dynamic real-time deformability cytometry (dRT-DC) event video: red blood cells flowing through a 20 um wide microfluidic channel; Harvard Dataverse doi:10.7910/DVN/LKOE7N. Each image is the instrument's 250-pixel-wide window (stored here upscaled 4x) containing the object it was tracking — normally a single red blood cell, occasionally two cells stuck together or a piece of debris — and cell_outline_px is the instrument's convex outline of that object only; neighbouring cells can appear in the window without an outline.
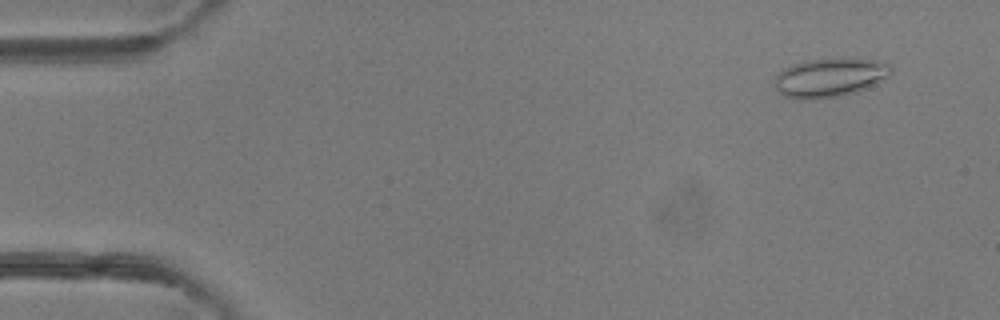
{"species": "common noctule bat (a hibernating species)", "species_latin": "Nyctalus noctula", "temperature_condition": "room temperature", "stored_images_in_passage": 49, "camera_frame_rate_fps": 3000, "um_per_image_px": 0.085, "animal": {"sex": "female"}, "frame": {"image": 1, "passage_image": 4, "time_ms": 1.0, "image_size_px": [1000, 320], "cell_outline_px": [[892, 72], [888, 76], [856, 92], [836, 96], [804, 100], [800, 100], [784, 96], [776, 88], [776, 76], [784, 68], [792, 64], [804, 60], [844, 56], [876, 60], [888, 64], [892, 68]], "centroid_in_image_um": [70.52, 6.55], "position_along_channel_um": 14.5, "area_um2": 26.53}}
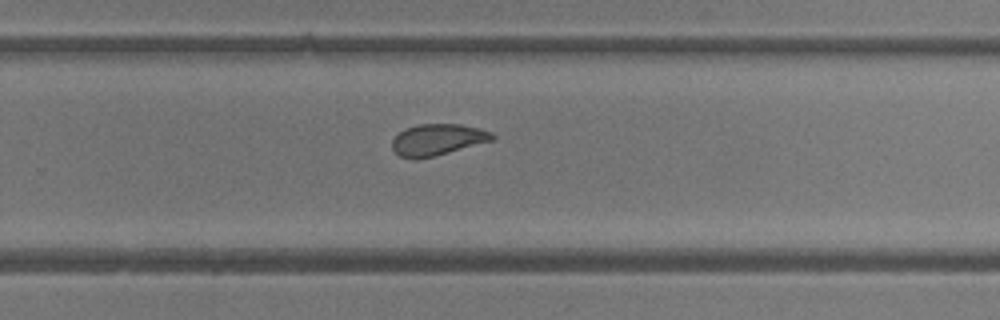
{"frame": {"image": 2, "passage_image": 32, "time_ms": 10.333, "image_size_px": [1000, 320], "cell_outline_px": [[496, 136], [492, 140], [448, 152], [416, 160], [400, 156], [392, 148], [392, 140], [404, 128], [420, 124], [460, 124], [480, 128], [492, 132]], "centroid_in_image_um": [37.18, 11.86], "position_along_channel_um": 292.6, "area_um2": 18.15}}
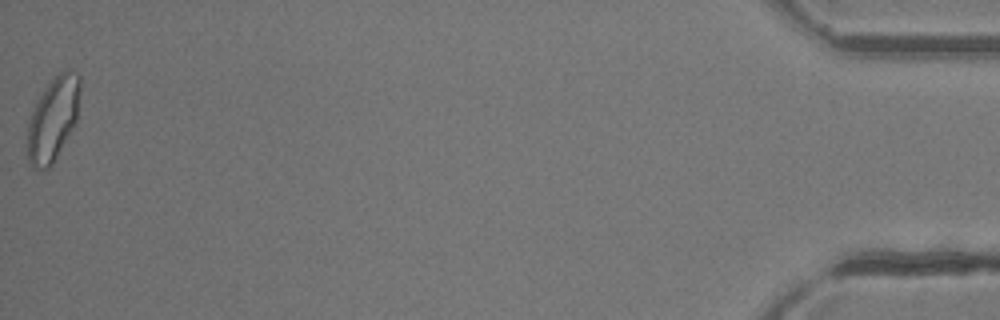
{"frame": {"image": 3, "passage_image": 49, "time_ms": 16.0, "image_size_px": [1000, 320], "cell_outline_px": [[80, 88], [76, 124], [52, 164], [44, 172], [32, 168], [28, 160], [28, 120], [40, 96], [48, 84], [64, 68], [72, 68], [80, 76]], "centroid_in_image_um": [4.53, 10.12], "position_along_channel_um": 430.7, "area_um2": 25.78}, "authors_computed_cell_mechanics": {"area_um2": 20.5768, "velocity_mm_per_s": 4.2276, "shape_relaxation_time_tau1_ms": null, "shape_relaxation_time_tau2_ms": 1.0949, "deformation_change_tau1": null, "deformation_change_tau2": 0.0548}}